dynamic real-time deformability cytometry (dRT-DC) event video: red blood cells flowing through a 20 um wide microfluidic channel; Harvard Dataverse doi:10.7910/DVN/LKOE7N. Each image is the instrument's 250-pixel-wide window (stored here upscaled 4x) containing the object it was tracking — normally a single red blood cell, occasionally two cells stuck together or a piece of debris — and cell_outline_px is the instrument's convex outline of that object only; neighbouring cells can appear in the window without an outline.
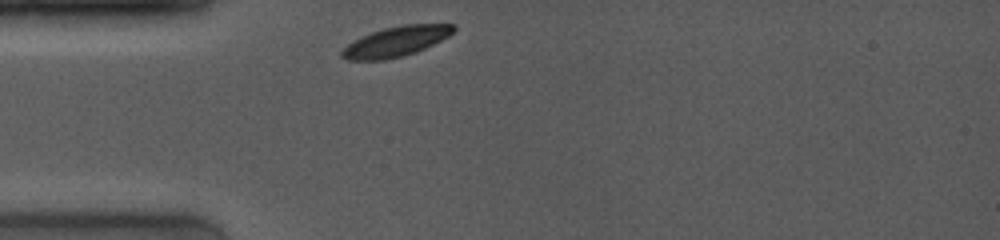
{"species": "common noctule bat (a hibernating species)", "species_latin": "Nyctalus noctula", "temperature_condition": "room temperature", "stored_images_in_passage": 58, "camera_frame_rate_fps": 4000, "um_per_image_px": 0.085, "animal": {"sex": "female", "body_mass_g": 19.0, "forearm_length_mm": 53.3}, "frame": {"image": 1, "passage_image": 1, "time_ms": 0.0, "image_size_px": [1000, 240], "cell_outline_px": [[456, 28], [448, 36], [416, 52], [404, 56], [384, 60], [348, 60], [340, 56], [340, 52], [348, 44], [372, 32], [384, 28], [404, 24], [452, 24]], "centroid_in_image_um": [33.64, 3.53], "position_along_channel_um": 51.4, "area_um2": 19.25}}
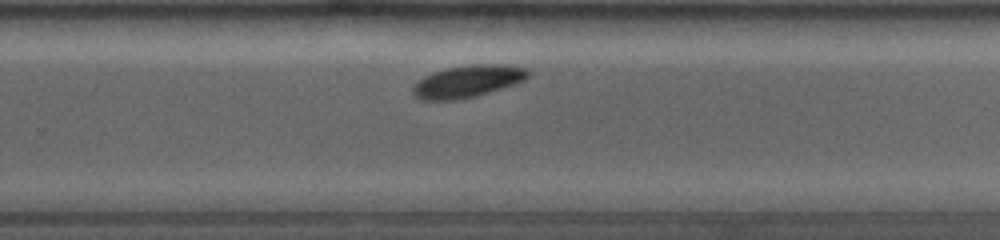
{"frame": {"image": 2, "passage_image": 35, "time_ms": 6.5, "image_size_px": [1000, 240], "cell_outline_px": [[532, 72], [524, 80], [476, 96], [452, 100], [424, 100], [416, 96], [412, 92], [412, 88], [424, 76], [432, 72], [448, 68], [472, 64], [500, 64], [528, 68]], "centroid_in_image_um": [39.77, 6.9], "position_along_channel_um": 290.0, "area_um2": 21.27}}
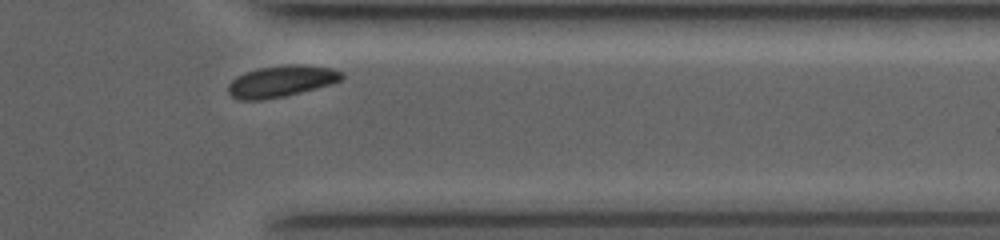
{"frame": {"image": 3, "passage_image": 52, "time_ms": 9.0, "image_size_px": [1000, 240], "cell_outline_px": [[344, 76], [340, 80], [332, 84], [284, 96], [264, 100], [240, 100], [232, 96], [228, 92], [228, 84], [236, 76], [244, 72], [256, 68], [288, 64], [300, 64], [332, 68], [344, 72]], "centroid_in_image_um": [23.9, 6.89], "position_along_channel_um": 387.5, "area_um2": 20.98}}